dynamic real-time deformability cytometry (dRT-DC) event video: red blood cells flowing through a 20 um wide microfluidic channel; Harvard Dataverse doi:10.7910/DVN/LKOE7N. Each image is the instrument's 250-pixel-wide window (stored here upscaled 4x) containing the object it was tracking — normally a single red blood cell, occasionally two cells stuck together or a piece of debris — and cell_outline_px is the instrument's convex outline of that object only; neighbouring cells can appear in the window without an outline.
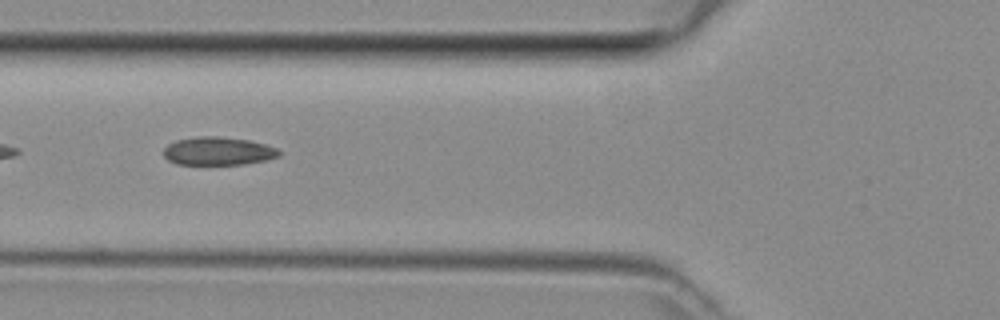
{"species": "common noctule bat (a hibernating species)", "species_latin": "Nyctalus noctula", "temperature_condition": "room temperature", "stored_images_in_passage": 37, "camera_frame_rate_fps": 3000, "um_per_image_px": 0.085, "animal": {"sex": "female", "body_mass_g": 29.2, "forearm_length_mm": 56.3}, "frame": {"image": 1, "passage_image": 11, "time_ms": 3.333, "image_size_px": [1000, 320], "cell_outline_px": [[280, 156], [264, 160], [244, 164], [176, 164], [168, 160], [164, 156], [164, 148], [168, 144], [176, 140], [196, 136], [216, 136], [252, 140], [276, 148], [280, 152]], "centroid_in_image_um": [18.52, 12.83], "position_along_channel_um": 107.3, "area_um2": 18.96}}
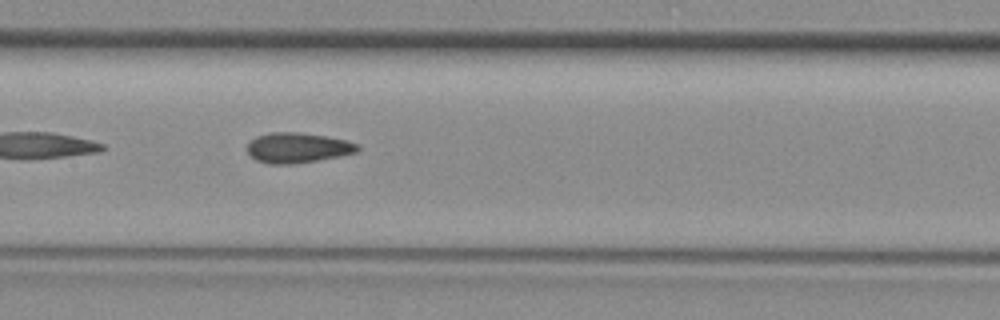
{"frame": {"image": 2, "passage_image": 16, "time_ms": 5.0, "image_size_px": [1000, 320], "cell_outline_px": [[360, 148], [356, 152], [340, 156], [292, 164], [268, 164], [256, 160], [248, 152], [248, 144], [256, 136], [272, 132], [296, 132], [324, 136], [348, 140], [360, 144]], "centroid_in_image_um": [25.32, 12.56], "position_along_channel_um": 182.1, "area_um2": 19.31}}
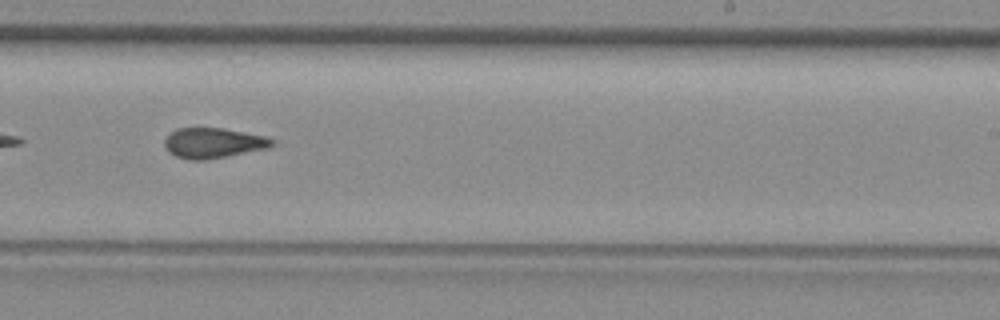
{"frame": {"image": 3, "passage_image": 22, "time_ms": 7.0, "image_size_px": [1000, 320], "cell_outline_px": [[276, 144], [268, 148], [204, 160], [188, 160], [176, 156], [168, 152], [164, 144], [164, 140], [176, 128], [224, 128], [264, 136], [276, 140]], "centroid_in_image_um": [18.13, 12.15], "position_along_channel_um": 270.9, "area_um2": 18.9}}